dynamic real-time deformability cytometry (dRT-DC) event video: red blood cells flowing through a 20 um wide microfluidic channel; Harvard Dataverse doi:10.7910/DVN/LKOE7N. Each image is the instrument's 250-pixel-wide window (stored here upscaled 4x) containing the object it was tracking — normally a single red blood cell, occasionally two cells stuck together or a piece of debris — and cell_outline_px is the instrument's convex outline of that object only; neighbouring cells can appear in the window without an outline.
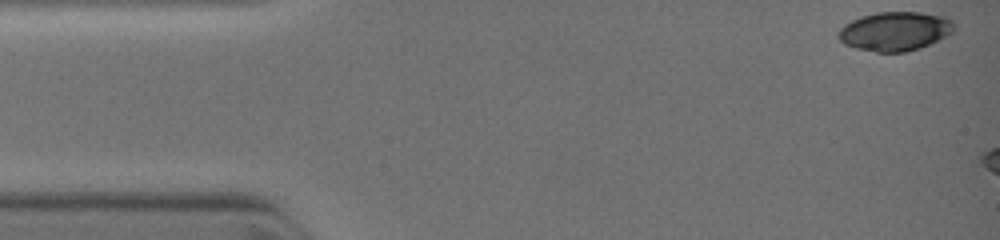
{"species": "common noctule bat (a hibernating species)", "species_latin": "Nyctalus noctula", "temperature_condition": "warm", "stored_images_in_passage": 8, "camera_frame_rate_fps": 3000, "um_per_image_px": 0.085, "animal": {"sex": "female", "body_mass_g": 19.0, "forearm_length_mm": 51.5}, "frame": {"image": 1, "passage_image": 1, "time_ms": 0.0, "image_size_px": [1000, 240], "cell_outline_px": [[956, 28], [952, 32], [920, 48], [904, 52], [876, 52], [856, 48], [844, 44], [836, 36], [836, 32], [844, 24], [860, 16], [876, 12], [920, 12], [948, 16], [956, 24]], "centroid_in_image_um": [76.06, 2.64], "position_along_channel_um": 8.9, "area_um2": 26.59}}